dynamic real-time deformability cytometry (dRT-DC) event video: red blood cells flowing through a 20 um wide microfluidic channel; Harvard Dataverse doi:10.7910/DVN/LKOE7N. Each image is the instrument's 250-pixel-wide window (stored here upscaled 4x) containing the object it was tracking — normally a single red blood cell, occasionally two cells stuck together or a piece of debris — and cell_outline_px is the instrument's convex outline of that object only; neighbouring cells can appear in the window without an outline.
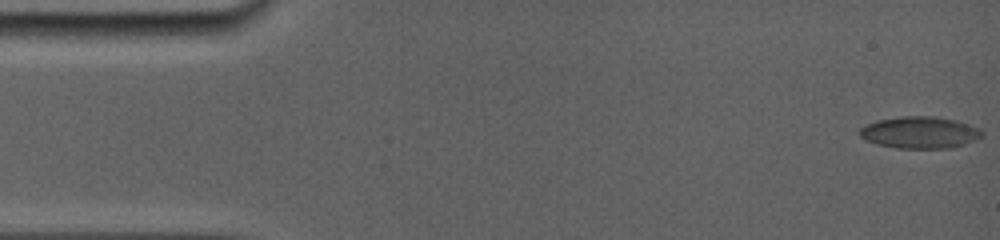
{"species": "common noctule bat (a hibernating species)", "species_latin": "Nyctalus noctula", "temperature_condition": "room temperature", "stored_images_in_passage": 112, "camera_frame_rate_fps": 5000, "um_per_image_px": 0.085, "animal": {"sex": "female", "body_mass_g": 19.0, "forearm_length_mm": 56.7}, "frame": {"image": 1, "passage_image": 1, "time_ms": 0.0, "image_size_px": [1000, 240], "cell_outline_px": [[984, 132], [980, 136], [964, 144], [952, 148], [896, 148], [876, 144], [860, 136], [860, 128], [876, 120], [900, 116], [932, 116], [956, 120], [980, 128]], "centroid_in_image_um": [78.18, 11.25], "position_along_channel_um": 6.8, "area_um2": 22.54}}
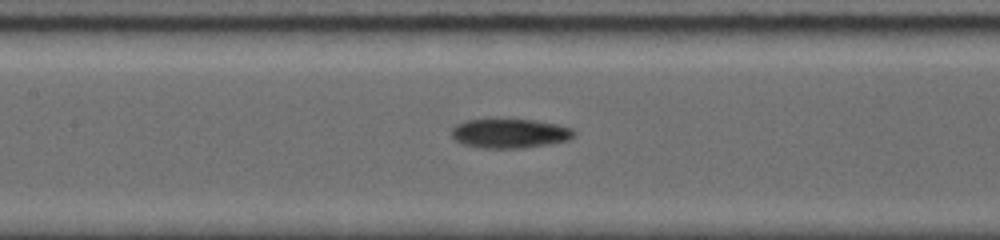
{"frame": {"image": 2, "passage_image": 42, "time_ms": 7.4, "image_size_px": [1000, 240], "cell_outline_px": [[576, 132], [568, 140], [548, 144], [520, 148], [480, 148], [464, 144], [456, 140], [452, 136], [452, 128], [456, 124], [464, 120], [536, 120], [556, 124], [572, 128]], "centroid_in_image_um": [43.32, 11.34], "position_along_channel_um": 164.1, "area_um2": 20.69}}
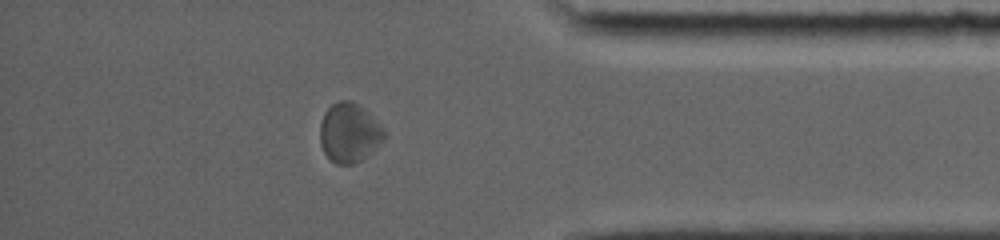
{"frame": {"image": 3, "passage_image": 92, "time_ms": 14.0, "image_size_px": [1000, 240], "cell_outline_px": [[388, 136], [384, 140], [356, 164], [336, 164], [324, 152], [320, 144], [320, 124], [324, 112], [332, 104], [340, 100], [352, 100], [360, 104], [384, 128]], "centroid_in_image_um": [29.7, 11.26], "position_along_channel_um": 405.5, "area_um2": 22.37}, "authors_computed_cell_mechanics": {"area_um2": 21.1548, "velocity_mm_per_s": 3.8277, "shape_relaxation_time_tau1_ms": 6.849, "shape_relaxation_time_tau2_ms": 4.6537, "deformation_change_tau1": 0.1247, "deformation_change_tau2": 0.109}}